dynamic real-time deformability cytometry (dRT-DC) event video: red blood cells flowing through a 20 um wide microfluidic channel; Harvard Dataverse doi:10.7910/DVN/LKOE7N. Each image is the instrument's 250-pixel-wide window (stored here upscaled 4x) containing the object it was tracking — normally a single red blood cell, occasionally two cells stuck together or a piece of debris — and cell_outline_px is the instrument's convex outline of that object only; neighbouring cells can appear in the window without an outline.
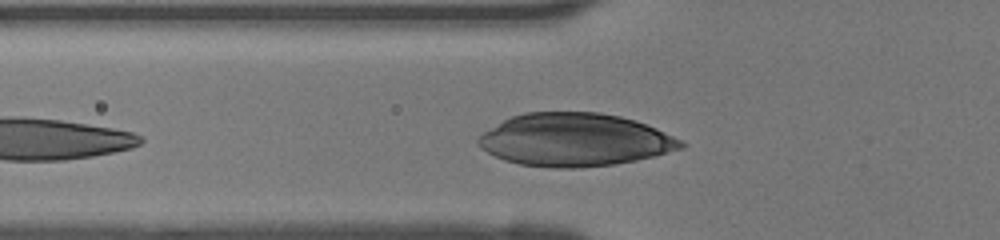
{"species": "human", "species_latin": "Homo sapiens", "temperature_condition": "room temperature", "stored_images_in_passage": 25, "camera_frame_rate_fps": 3000, "um_per_image_px": 0.085, "donor": {"sex": "female"}, "frame": {"image": 1, "passage_image": 4, "time_ms": 1.0, "image_size_px": [1000, 240], "cell_outline_px": [[688, 144], [684, 148], [636, 160], [616, 164], [580, 168], [552, 168], [520, 164], [504, 160], [480, 148], [476, 140], [484, 132], [504, 120], [512, 116], [524, 112], [600, 112], [620, 116], [636, 120], [656, 128]], "centroid_in_image_um": [48.86, 11.89], "position_along_channel_um": 76.9, "area_um2": 62.42}}
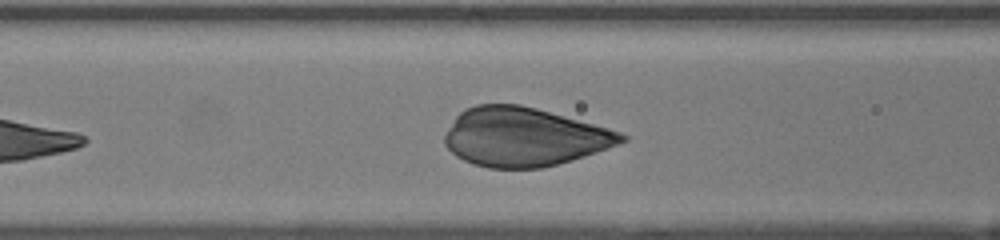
{"frame": {"image": 2, "passage_image": 7, "time_ms": 2.0, "image_size_px": [1000, 240], "cell_outline_px": [[628, 140], [620, 144], [572, 160], [544, 168], [488, 168], [472, 164], [456, 156], [444, 144], [444, 136], [456, 116], [460, 112], [476, 104], [520, 104], [536, 108], [608, 128], [620, 132], [628, 136]], "centroid_in_image_um": [44.54, 11.65], "position_along_channel_um": 122.1, "area_um2": 60.34}}
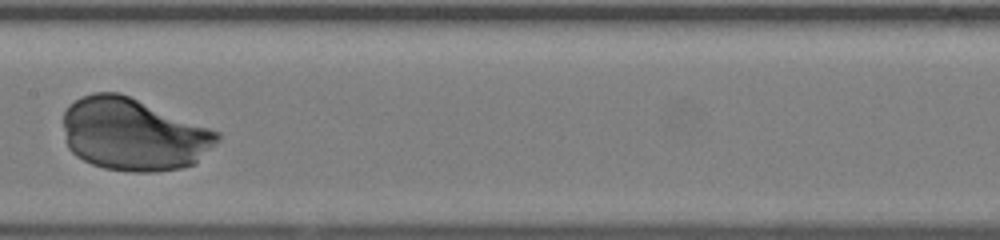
{"frame": {"image": 3, "passage_image": 12, "time_ms": 3.667, "image_size_px": [1000, 240], "cell_outline_px": [[220, 140], [196, 164], [180, 168], [156, 172], [132, 172], [104, 168], [92, 164], [76, 156], [68, 148], [64, 128], [64, 112], [68, 104], [80, 96], [92, 92], [120, 92], [220, 132]], "centroid_in_image_um": [11.34, 11.42], "position_along_channel_um": 196.1, "area_um2": 65.43}}